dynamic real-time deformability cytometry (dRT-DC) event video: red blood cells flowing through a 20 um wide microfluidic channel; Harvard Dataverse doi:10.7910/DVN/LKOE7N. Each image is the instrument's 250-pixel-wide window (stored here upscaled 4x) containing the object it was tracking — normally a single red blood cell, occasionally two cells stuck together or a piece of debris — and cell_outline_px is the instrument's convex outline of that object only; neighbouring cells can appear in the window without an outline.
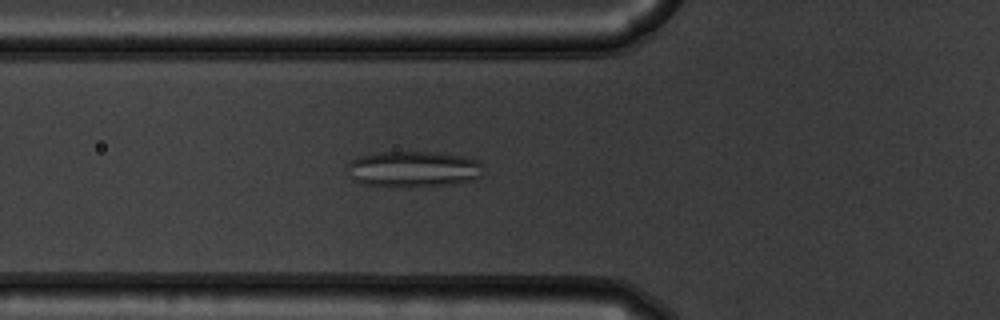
{"species": "common noctule bat (a hibernating species)", "species_latin": "Nyctalus noctula", "temperature_condition": "warm", "stored_images_in_passage": 54, "camera_frame_rate_fps": 3000, "um_per_image_px": 0.085, "animal": {"sex": "male", "body_mass_g": 19.5, "forearm_length_mm": 54.6}, "frame": {"image": 1, "passage_image": 20, "time_ms": 6.333, "image_size_px": [1000, 320], "cell_outline_px": [[480, 176], [472, 180], [452, 184], [408, 188], [392, 188], [364, 184], [356, 180], [352, 176], [348, 164], [352, 160], [360, 156], [376, 152], [440, 152], [464, 156], [480, 160]], "centroid_in_image_um": [35.15, 14.38], "position_along_channel_um": 90.6, "area_um2": 28.78}}
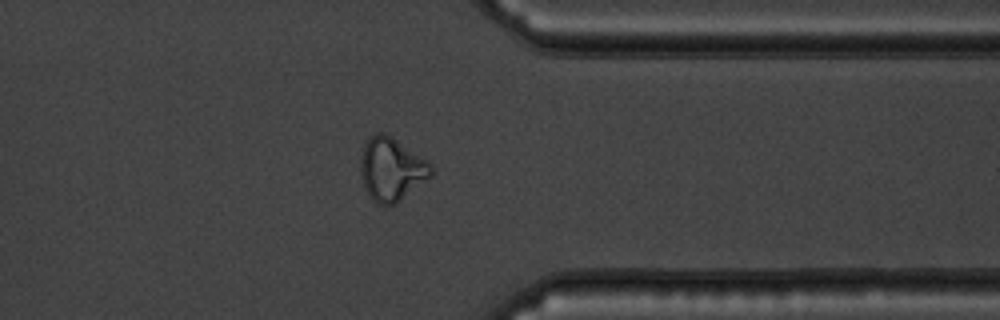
{"frame": {"image": 2, "passage_image": 43, "time_ms": 14.0, "image_size_px": [1000, 320], "cell_outline_px": [[432, 176], [396, 204], [376, 204], [368, 196], [364, 188], [360, 172], [360, 160], [364, 144], [376, 132], [384, 132], [392, 136], [428, 160], [432, 164]], "centroid_in_image_um": [33.28, 14.38], "position_along_channel_um": 378.1, "area_um2": 26.3}}
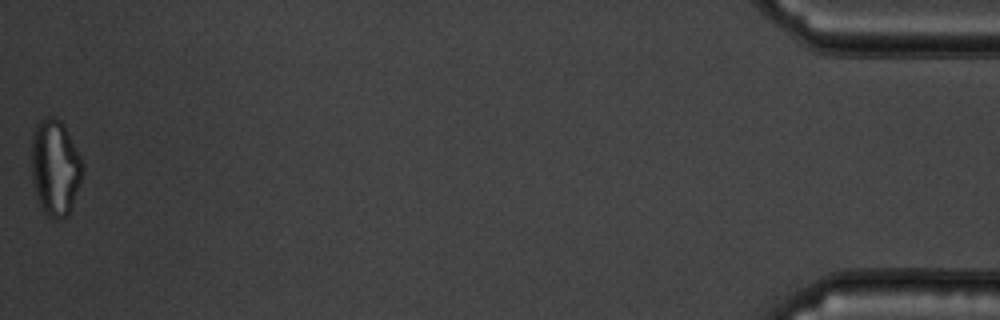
{"frame": {"image": 3, "passage_image": 54, "time_ms": 17.667, "image_size_px": [1000, 320], "cell_outline_px": [[84, 172], [68, 216], [64, 220], [52, 220], [48, 216], [40, 204], [36, 196], [32, 180], [32, 132], [36, 124], [40, 120], [48, 116], [52, 116], [60, 120], [64, 124], [80, 156], [84, 168]], "centroid_in_image_um": [4.69, 14.25], "position_along_channel_um": 430.5, "area_um2": 28.84}, "authors_computed_cell_mechanics": {"area_um2": 26.9059, "velocity_mm_per_s": 3.8062, "shape_relaxation_time_tau1_ms": null, "shape_relaxation_time_tau2_ms": 1.1897, "deformation_change_tau1": null, "deformation_change_tau2": 0.0959}}